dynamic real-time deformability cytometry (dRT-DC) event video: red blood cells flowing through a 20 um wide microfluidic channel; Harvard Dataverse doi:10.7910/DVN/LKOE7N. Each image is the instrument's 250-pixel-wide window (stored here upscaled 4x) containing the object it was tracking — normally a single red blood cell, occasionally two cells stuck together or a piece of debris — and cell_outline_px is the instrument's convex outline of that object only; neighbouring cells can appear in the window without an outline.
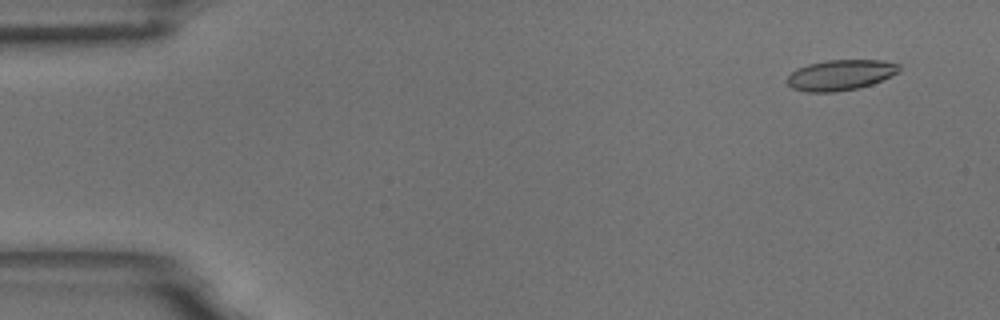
{"species": "common noctule bat (a hibernating species)", "species_latin": "Nyctalus noctula", "temperature_condition": "room temperature", "stored_images_in_passage": 58, "camera_frame_rate_fps": 3000, "um_per_image_px": 0.085, "animal": {"sex": "male", "body_mass_g": 18.8}, "frame": {"image": 1, "passage_image": 4, "time_ms": 1.0, "image_size_px": [1000, 320], "cell_outline_px": [[900, 72], [872, 84], [860, 88], [836, 92], [804, 92], [792, 88], [784, 80], [796, 68], [808, 64], [828, 60], [880, 60], [900, 64]], "centroid_in_image_um": [71.42, 6.38], "position_along_channel_um": 13.6, "area_um2": 20.17}}
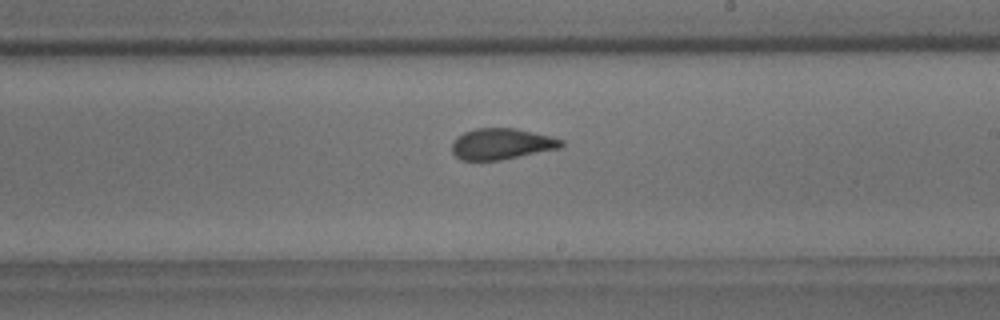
{"frame": {"image": 2, "passage_image": 34, "time_ms": 11.0, "image_size_px": [1000, 320], "cell_outline_px": [[564, 144], [560, 148], [500, 160], [460, 160], [452, 152], [452, 144], [456, 136], [464, 132], [476, 128], [516, 128], [552, 136], [564, 140]], "centroid_in_image_um": [42.64, 12.22], "position_along_channel_um": 246.4, "area_um2": 19.88}}
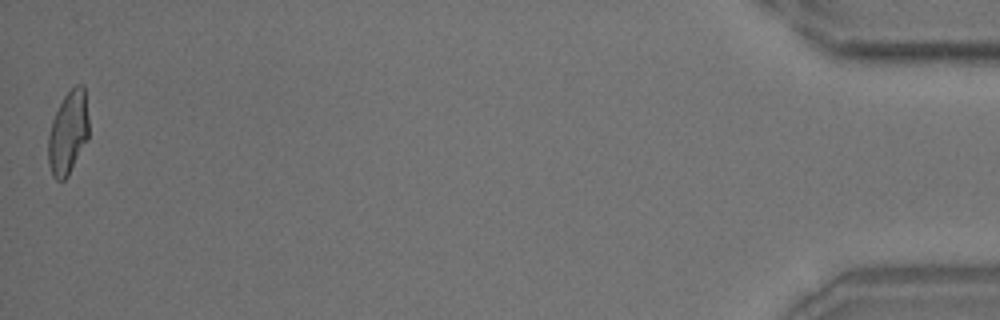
{"frame": {"image": 3, "passage_image": 58, "time_ms": 19.0, "image_size_px": [1000, 320], "cell_outline_px": [[88, 136], [68, 176], [64, 180], [56, 180], [52, 176], [48, 164], [48, 136], [52, 120], [64, 96], [76, 84], [84, 84], [88, 120]], "centroid_in_image_um": [5.77, 11.28], "position_along_channel_um": 429.4, "area_um2": 19.48}, "authors_computed_cell_mechanics": {"area_um2": 20.1433, "velocity_mm_per_s": 3.464, "shape_relaxation_time_tau1_ms": 8.8754, "shape_relaxation_time_tau2_ms": 1.6203, "deformation_change_tau1": 0.2063, "deformation_change_tau2": 0.0876}}